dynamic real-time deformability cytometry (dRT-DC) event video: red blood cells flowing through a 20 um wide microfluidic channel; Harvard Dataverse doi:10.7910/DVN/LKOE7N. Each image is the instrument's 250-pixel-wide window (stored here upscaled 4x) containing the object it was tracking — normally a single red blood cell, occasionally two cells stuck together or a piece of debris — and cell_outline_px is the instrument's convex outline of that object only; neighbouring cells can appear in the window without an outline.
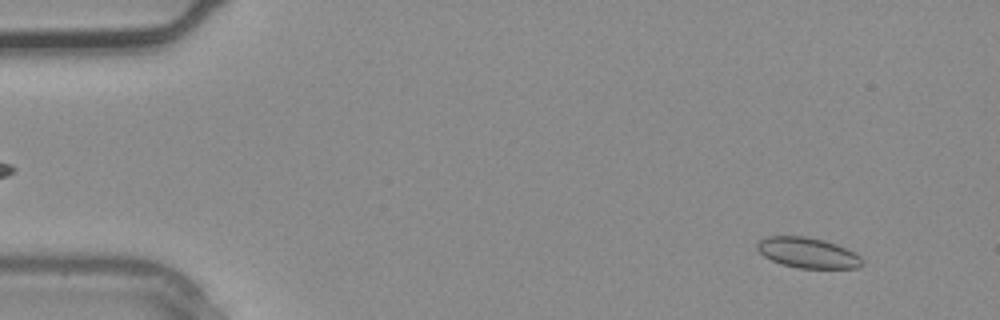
{"species": "common noctule bat (a hibernating species)", "species_latin": "Nyctalus noctula", "temperature_condition": "warm", "stored_images_in_passage": 3, "camera_frame_rate_fps": 3000, "um_per_image_px": 0.085, "animal": {"sex": "male", "body_mass_g": 20.4}, "frame": {"image": 1, "passage_image": 1, "time_ms": 0.0, "image_size_px": [1000, 320], "cell_outline_px": [[864, 264], [860, 268], [800, 268], [780, 264], [764, 256], [756, 248], [756, 240], [764, 236], [804, 236], [824, 240], [836, 244], [860, 256], [864, 260]], "centroid_in_image_um": [68.62, 21.48], "position_along_channel_um": 16.4, "area_um2": 18.79}}
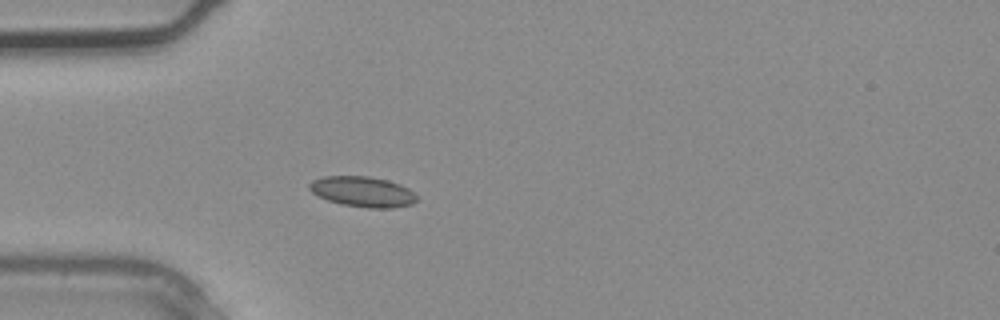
{"frame": {"image": 2, "passage_image": 3, "time_ms": 0.667, "image_size_px": [1000, 320], "cell_outline_px": [[416, 200], [412, 204], [392, 208], [368, 208], [344, 204], [328, 200], [312, 192], [308, 188], [308, 184], [312, 180], [324, 176], [368, 176], [388, 180], [400, 184], [408, 188], [416, 196]], "centroid_in_image_um": [30.82, 16.28], "position_along_channel_um": 54.2, "area_um2": 18.9}}